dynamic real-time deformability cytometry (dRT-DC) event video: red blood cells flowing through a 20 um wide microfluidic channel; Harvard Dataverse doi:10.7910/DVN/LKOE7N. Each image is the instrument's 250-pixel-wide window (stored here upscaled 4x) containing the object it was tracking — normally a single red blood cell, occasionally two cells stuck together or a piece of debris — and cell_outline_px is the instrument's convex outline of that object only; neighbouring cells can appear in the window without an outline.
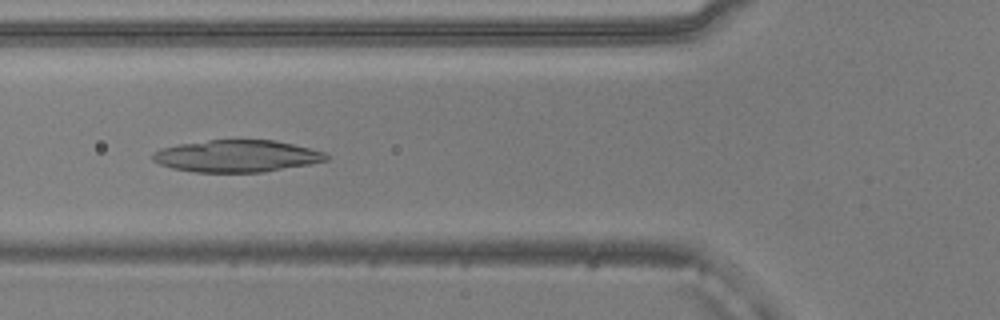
{"species": "common noctule bat (a hibernating species)", "species_latin": "Nyctalus noctula", "temperature_condition": "warm", "stored_images_in_passage": 51, "camera_frame_rate_fps": 3000, "um_per_image_px": 0.085, "animal": {"sex": "male", "body_mass_g": 20.5, "forearm_length_mm": 52.5}, "frame": {"image": 1, "passage_image": 18, "time_ms": 5.667, "image_size_px": [1000, 320], "cell_outline_px": [[328, 160], [308, 164], [264, 172], [196, 172], [172, 168], [160, 164], [152, 160], [152, 152], [160, 148], [180, 144], [208, 140], [272, 140], [292, 144], [324, 152], [328, 156]], "centroid_in_image_um": [20.08, 13.27], "position_along_channel_um": 105.7, "area_um2": 32.14}}
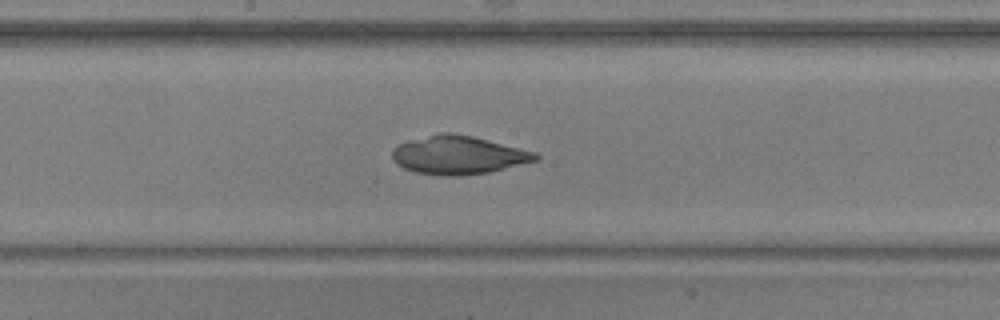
{"frame": {"image": 2, "passage_image": 26, "time_ms": 8.333, "image_size_px": [1000, 320], "cell_outline_px": [[540, 160], [488, 172], [460, 176], [440, 176], [416, 172], [404, 168], [396, 164], [392, 160], [392, 148], [408, 140], [440, 132], [448, 132], [472, 136], [536, 152], [540, 156]], "centroid_in_image_um": [38.94, 13.18], "position_along_channel_um": 209.3, "area_um2": 32.19}}
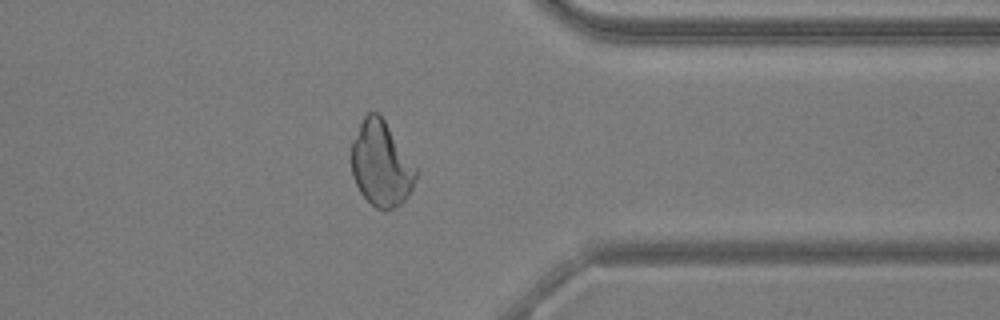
{"frame": {"image": 3, "passage_image": 40, "time_ms": 13.0, "image_size_px": [1000, 320], "cell_outline_px": [[416, 176], [412, 188], [408, 196], [400, 204], [384, 212], [376, 208], [360, 192], [352, 176], [352, 140], [364, 116], [368, 112], [376, 112], [384, 120], [416, 168]], "centroid_in_image_um": [32.38, 13.96], "position_along_channel_um": 379.0, "area_um2": 31.44}}